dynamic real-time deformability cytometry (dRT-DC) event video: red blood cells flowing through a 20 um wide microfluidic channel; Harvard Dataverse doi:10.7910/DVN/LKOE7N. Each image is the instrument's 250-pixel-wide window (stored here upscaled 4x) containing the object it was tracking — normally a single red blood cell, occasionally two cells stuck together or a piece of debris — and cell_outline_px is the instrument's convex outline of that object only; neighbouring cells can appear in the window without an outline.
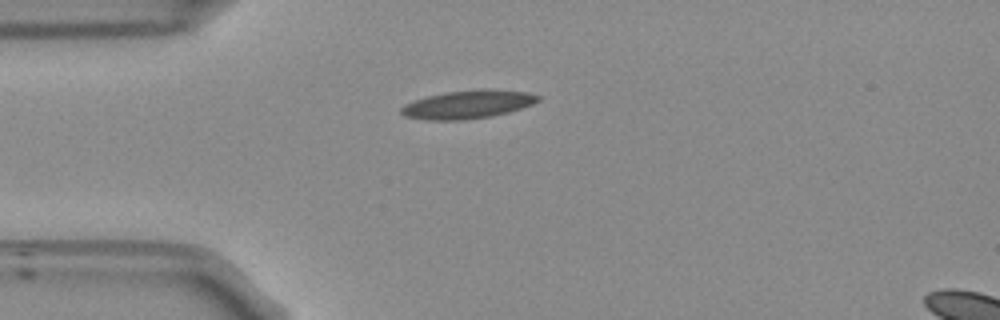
{"species": "Egyptian fruit bat (a non-hibernating species)", "species_latin": "Rousettus aegyptiacus", "temperature_condition": "room temperature", "stored_images_in_passage": 41, "camera_frame_rate_fps": 3000, "um_per_image_px": 0.085, "frame": {"image": 1, "passage_image": 1, "time_ms": 0.0, "image_size_px": [1000, 320], "cell_outline_px": [[540, 100], [532, 104], [508, 112], [488, 116], [460, 120], [428, 120], [404, 116], [400, 112], [400, 108], [404, 104], [412, 100], [444, 92], [476, 88], [488, 88], [528, 92], [540, 96]], "centroid_in_image_um": [39.74, 8.85], "position_along_channel_um": 45.3, "area_um2": 22.72}}
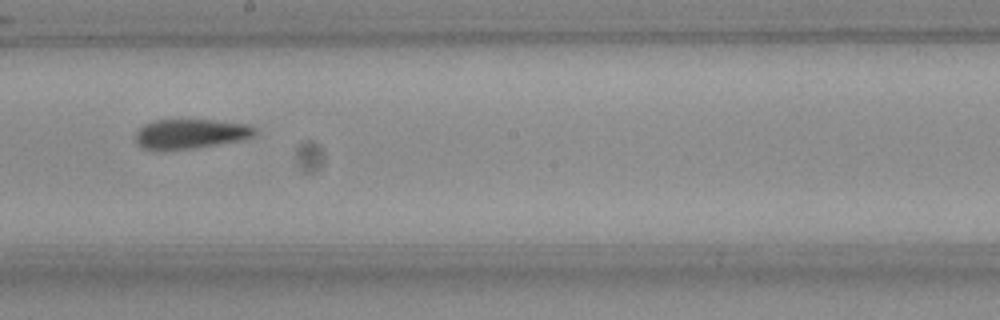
{"frame": {"image": 2, "passage_image": 17, "time_ms": 5.333, "image_size_px": [1000, 320], "cell_outline_px": [[256, 132], [252, 136], [240, 140], [192, 148], [160, 152], [156, 152], [144, 148], [136, 144], [136, 132], [144, 124], [152, 120], [216, 120], [248, 124], [256, 128]], "centroid_in_image_um": [16.13, 11.39], "position_along_channel_um": 232.1, "area_um2": 20.87}}
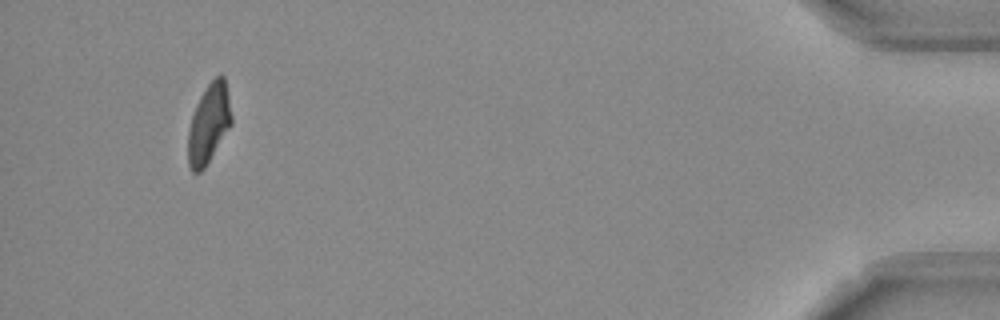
{"frame": {"image": 3, "passage_image": 38, "time_ms": 12.333, "image_size_px": [1000, 320], "cell_outline_px": [[232, 124], [204, 168], [200, 172], [192, 172], [188, 164], [188, 132], [192, 116], [196, 104], [200, 96], [208, 84], [216, 76], [224, 76], [232, 116]], "centroid_in_image_um": [17.74, 10.52], "position_along_channel_um": 417.5, "area_um2": 19.83}, "authors_computed_cell_mechanics": {"area_um2": 20.9236, "velocity_mm_per_s": 3.7606, "shape_relaxation_time_tau1_ms": 8.0564, "shape_relaxation_time_tau2_ms": 2.0299, "deformation_change_tau1": 0.209, "deformation_change_tau2": 0.098}}